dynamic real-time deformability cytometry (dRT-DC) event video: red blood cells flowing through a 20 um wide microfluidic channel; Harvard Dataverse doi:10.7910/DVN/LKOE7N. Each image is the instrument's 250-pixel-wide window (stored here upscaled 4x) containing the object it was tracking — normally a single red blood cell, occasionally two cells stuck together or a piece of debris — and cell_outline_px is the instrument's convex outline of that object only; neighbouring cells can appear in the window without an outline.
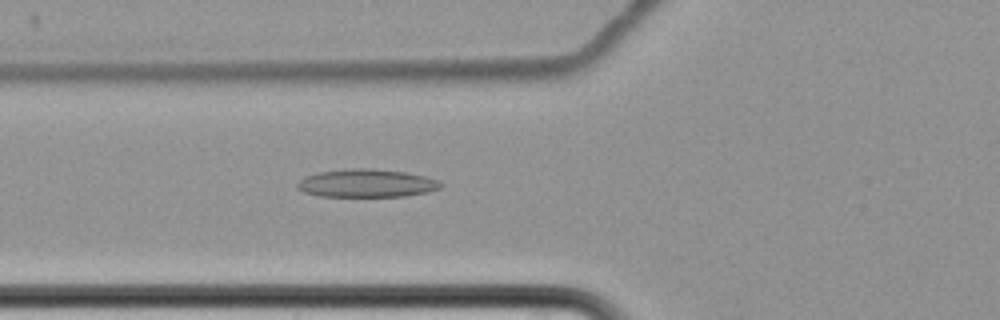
{"species": "common noctule bat (a hibernating species)", "species_latin": "Nyctalus noctula", "temperature_condition": "cold", "stored_images_in_passage": 7, "camera_frame_rate_fps": 3000, "um_per_image_px": 0.085, "animal": {"sex": "female", "body_mass_g": 22.7, "forearm_length_mm": 54.2}, "frame": {"image": 1, "passage_image": 7, "time_ms": 8.0, "image_size_px": [1000, 320], "cell_outline_px": [[444, 184], [440, 188], [428, 192], [404, 196], [320, 196], [304, 192], [296, 188], [296, 184], [304, 176], [320, 172], [344, 168], [372, 168], [408, 172], [440, 180]], "centroid_in_image_um": [31.18, 15.56], "position_along_channel_um": 94.6, "area_um2": 23.7}}